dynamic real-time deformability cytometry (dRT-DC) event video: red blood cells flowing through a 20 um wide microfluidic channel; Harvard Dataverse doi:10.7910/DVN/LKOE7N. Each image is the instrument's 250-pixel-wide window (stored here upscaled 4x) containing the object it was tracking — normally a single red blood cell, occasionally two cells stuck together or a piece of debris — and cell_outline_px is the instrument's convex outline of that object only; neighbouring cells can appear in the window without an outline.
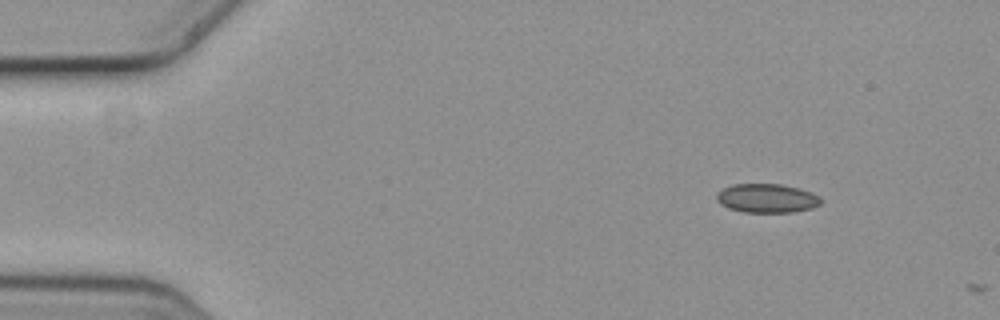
{"species": "common noctule bat (a hibernating species)", "species_latin": "Nyctalus noctula", "temperature_condition": "cold", "stored_images_in_passage": 2, "camera_frame_rate_fps": 3000, "um_per_image_px": 0.085, "animal": {"sex": "female", "body_mass_g": 19.3, "forearm_length_mm": 54.1}, "frame": {"image": 1, "passage_image": 1, "time_ms": 0.0, "image_size_px": [1000, 320], "cell_outline_px": [[820, 204], [812, 208], [792, 212], [744, 212], [728, 208], [720, 204], [716, 200], [716, 192], [732, 184], [780, 184], [796, 188], [820, 196]], "centroid_in_image_um": [65.13, 16.85], "position_along_channel_um": 19.9, "area_um2": 17.46}}